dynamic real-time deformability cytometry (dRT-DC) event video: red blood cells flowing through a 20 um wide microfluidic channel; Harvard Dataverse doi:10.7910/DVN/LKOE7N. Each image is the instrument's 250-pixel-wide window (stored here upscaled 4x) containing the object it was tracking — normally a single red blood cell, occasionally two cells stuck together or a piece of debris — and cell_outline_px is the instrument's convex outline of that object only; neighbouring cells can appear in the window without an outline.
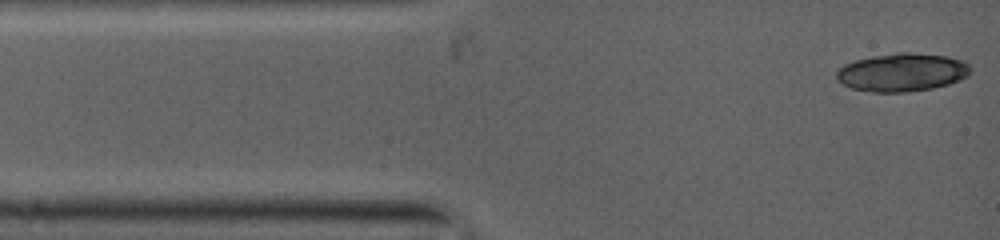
{"species": "common noctule bat (a hibernating species)", "species_latin": "Nyctalus noctula", "temperature_condition": "warm", "stored_images_in_passage": 6, "camera_frame_rate_fps": 5000, "um_per_image_px": 0.085, "animal": {"sex": "female", "body_mass_g": 19.0, "forearm_length_mm": 53.3}, "frame": {"image": 1, "passage_image": 1, "time_ms": 0.0, "image_size_px": [1000, 240], "cell_outline_px": [[972, 72], [968, 76], [960, 80], [948, 84], [932, 88], [908, 92], [872, 92], [852, 88], [836, 80], [836, 72], [844, 64], [856, 60], [876, 56], [900, 52], [908, 52], [944, 56], [964, 60], [972, 68]], "centroid_in_image_um": [76.71, 6.15], "position_along_channel_um": 8.3, "area_um2": 29.77}}